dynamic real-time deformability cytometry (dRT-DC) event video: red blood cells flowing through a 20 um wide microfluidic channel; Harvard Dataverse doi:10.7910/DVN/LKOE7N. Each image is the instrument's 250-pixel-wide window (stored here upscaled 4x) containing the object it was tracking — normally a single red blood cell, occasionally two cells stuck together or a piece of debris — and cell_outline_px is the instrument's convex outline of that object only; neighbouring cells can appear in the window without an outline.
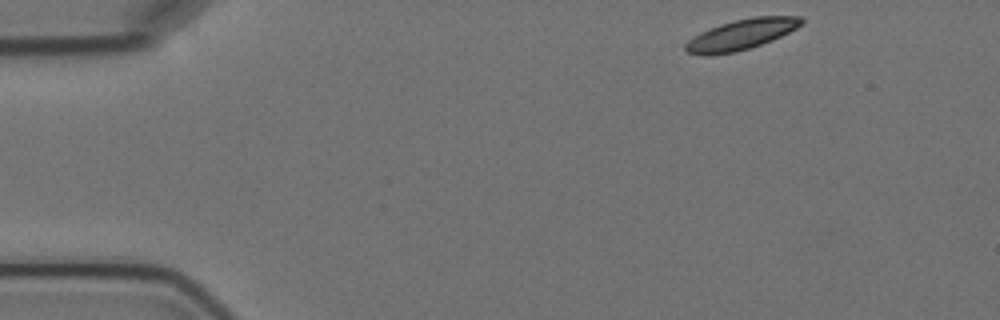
{"species": "Egyptian fruit bat (a non-hibernating species)", "species_latin": "Rousettus aegyptiacus", "temperature_condition": "cold", "stored_images_in_passage": 4, "camera_frame_rate_fps": 3000, "um_per_image_px": 0.085, "animal": {"sex": "female"}, "frame": {"image": 1, "passage_image": 1, "time_ms": 0.0, "image_size_px": [1000, 320], "cell_outline_px": [[804, 24], [772, 40], [736, 52], [712, 56], [704, 56], [688, 52], [684, 48], [684, 44], [688, 40], [700, 32], [720, 24], [736, 20], [756, 16], [800, 16], [804, 20]], "centroid_in_image_um": [62.99, 2.94], "position_along_channel_um": 22.0, "area_um2": 20.52}}
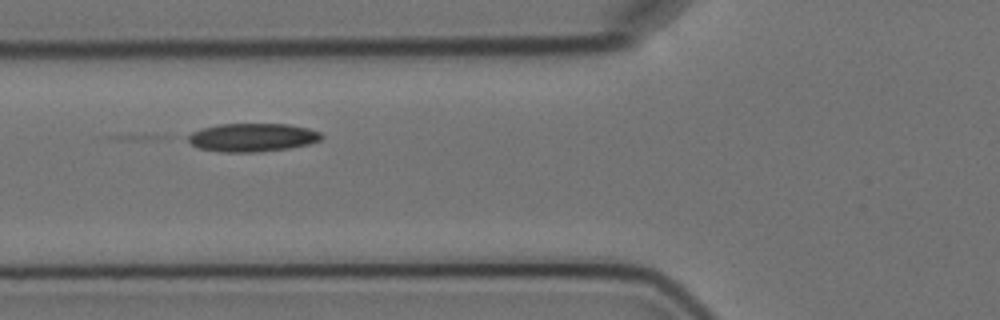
{"frame": {"image": 2, "passage_image": 4, "time_ms": 4.667, "image_size_px": [1000, 320], "cell_outline_px": [[324, 136], [320, 140], [308, 144], [288, 148], [252, 152], [224, 152], [200, 148], [192, 144], [184, 136], [200, 128], [220, 124], [288, 124], [308, 128], [320, 132]], "centroid_in_image_um": [21.43, 11.67], "position_along_channel_um": 104.4, "area_um2": 21.96}}